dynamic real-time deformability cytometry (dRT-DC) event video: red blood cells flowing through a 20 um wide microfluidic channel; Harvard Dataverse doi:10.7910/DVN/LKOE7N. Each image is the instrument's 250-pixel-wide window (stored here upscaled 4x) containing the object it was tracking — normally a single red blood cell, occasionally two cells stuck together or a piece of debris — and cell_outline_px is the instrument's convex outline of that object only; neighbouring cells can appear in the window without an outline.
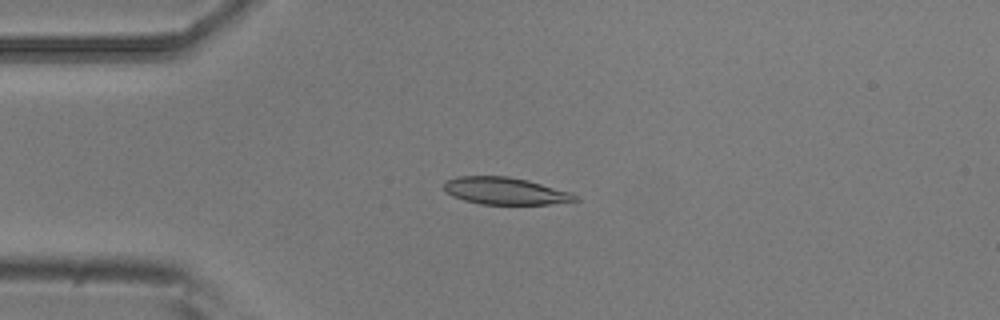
{"species": "common noctule bat (a hibernating species)", "species_latin": "Nyctalus noctula", "temperature_condition": "room temperature", "stored_images_in_passage": 3, "camera_frame_rate_fps": 3000, "um_per_image_px": 0.085, "animal": {"sex": "male", "body_mass_g": 20.5, "forearm_length_mm": 52.5}, "frame": {"image": 1, "passage_image": 3, "time_ms": 0.667, "image_size_px": [1000, 320], "cell_outline_px": [[580, 200], [548, 204], [480, 204], [464, 200], [452, 196], [444, 192], [444, 180], [456, 176], [508, 176], [528, 180], [572, 192]], "centroid_in_image_um": [42.9, 16.22], "position_along_channel_um": 42.1, "area_um2": 20.92}}